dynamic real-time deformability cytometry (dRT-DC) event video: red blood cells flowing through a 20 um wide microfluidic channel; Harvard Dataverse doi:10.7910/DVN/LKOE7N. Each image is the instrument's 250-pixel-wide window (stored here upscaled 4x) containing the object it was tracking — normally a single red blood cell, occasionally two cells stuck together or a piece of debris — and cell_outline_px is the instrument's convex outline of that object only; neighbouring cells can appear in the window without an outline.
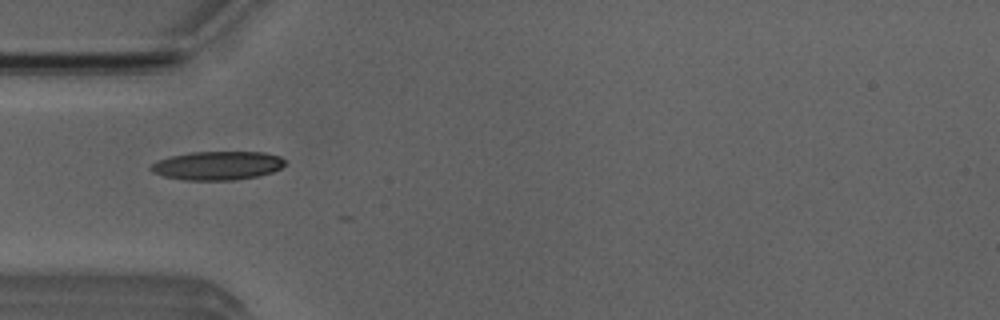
{"species": "Egyptian fruit bat (a non-hibernating species)", "species_latin": "Rousettus aegyptiacus", "temperature_condition": "room temperature", "stored_images_in_passage": 7, "camera_frame_rate_fps": 3000, "um_per_image_px": 0.085, "animal": {"sex": "male"}, "frame": {"image": 1, "passage_image": 1, "time_ms": 0.0, "image_size_px": [1000, 320], "cell_outline_px": [[288, 160], [280, 168], [272, 172], [256, 176], [232, 180], [184, 180], [164, 176], [152, 172], [148, 168], [156, 160], [172, 156], [192, 152], [264, 152], [280, 156]], "centroid_in_image_um": [18.48, 14.07], "position_along_channel_um": 66.5, "area_um2": 22.43}}